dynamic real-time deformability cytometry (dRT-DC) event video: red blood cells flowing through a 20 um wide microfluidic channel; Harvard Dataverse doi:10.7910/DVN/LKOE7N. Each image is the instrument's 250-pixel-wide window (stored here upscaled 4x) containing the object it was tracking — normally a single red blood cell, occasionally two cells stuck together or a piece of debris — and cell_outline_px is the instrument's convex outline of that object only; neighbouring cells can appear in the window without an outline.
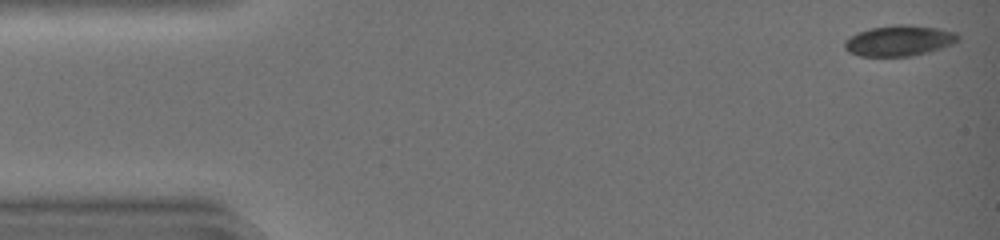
{"species": "common noctule bat (a hibernating species)", "species_latin": "Nyctalus noctula", "temperature_condition": "warm", "stored_images_in_passage": 33, "camera_frame_rate_fps": 3000, "um_per_image_px": 0.085, "animal": {"sex": "female", "body_mass_g": 19.0, "forearm_length_mm": 51.5}, "frame": {"image": 1, "passage_image": 1, "time_ms": 0.0, "image_size_px": [1000, 240], "cell_outline_px": [[960, 40], [952, 44], [928, 52], [912, 56], [860, 56], [848, 52], [844, 48], [844, 40], [848, 36], [872, 28], [896, 24], [908, 24], [936, 28], [956, 32], [960, 36]], "centroid_in_image_um": [76.42, 3.46], "position_along_channel_um": 8.6, "area_um2": 20.35}}
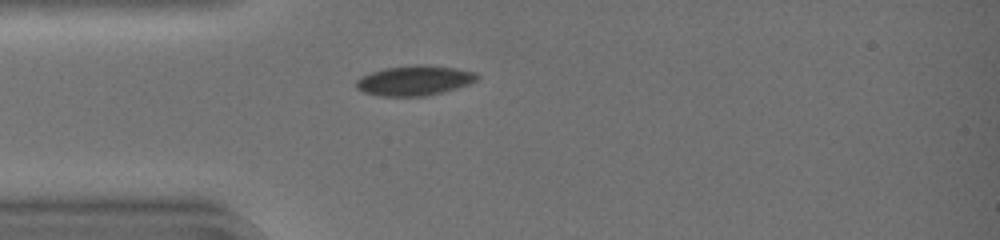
{"frame": {"image": 2, "passage_image": 12, "time_ms": 3.667, "image_size_px": [1000, 240], "cell_outline_px": [[480, 76], [476, 80], [468, 84], [456, 88], [424, 96], [380, 96], [364, 92], [356, 88], [356, 80], [360, 76], [384, 68], [416, 64], [420, 64], [456, 68], [476, 72]], "centroid_in_image_um": [35.21, 6.83], "position_along_channel_um": 49.8, "area_um2": 21.04}}
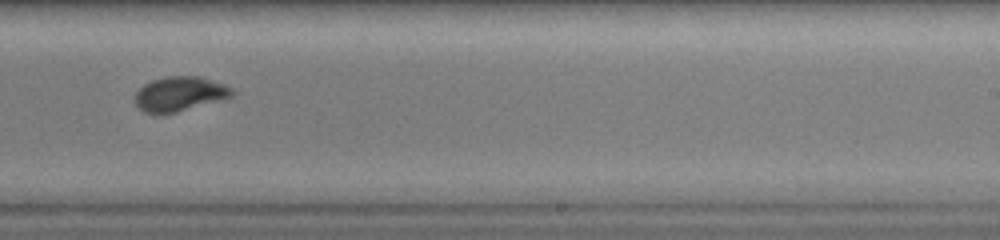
{"frame": {"image": 3, "passage_image": 28, "time_ms": 9.0, "image_size_px": [1000, 240], "cell_outline_px": [[236, 92], [232, 96], [224, 100], [176, 112], [156, 116], [144, 112], [132, 100], [136, 92], [144, 84], [152, 80], [164, 76], [200, 76], [224, 84], [232, 88]], "centroid_in_image_um": [15.26, 8.0], "position_along_channel_um": 273.7, "area_um2": 20.11}}